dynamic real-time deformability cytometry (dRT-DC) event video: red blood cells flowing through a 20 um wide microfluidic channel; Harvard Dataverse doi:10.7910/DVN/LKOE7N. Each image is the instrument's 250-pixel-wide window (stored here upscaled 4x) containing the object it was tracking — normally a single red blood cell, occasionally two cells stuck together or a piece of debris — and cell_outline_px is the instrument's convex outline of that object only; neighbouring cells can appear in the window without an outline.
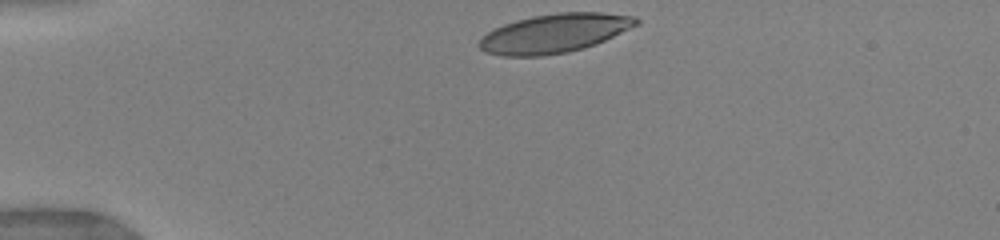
{"species": "human", "species_latin": "Homo sapiens", "temperature_condition": "warm", "stored_images_in_passage": 15, "camera_frame_rate_fps": 3000, "um_per_image_px": 0.085, "donor": {"sex": "female"}, "frame": {"image": 1, "passage_image": 1, "time_ms": 0.0, "image_size_px": [1000, 240], "cell_outline_px": [[640, 20], [636, 24], [596, 44], [584, 48], [568, 52], [544, 56], [504, 56], [484, 52], [476, 44], [488, 32], [504, 24], [516, 20], [532, 16], [556, 12], [600, 12], [636, 16]], "centroid_in_image_um": [47.09, 2.83], "position_along_channel_um": 37.9, "area_um2": 35.43}}